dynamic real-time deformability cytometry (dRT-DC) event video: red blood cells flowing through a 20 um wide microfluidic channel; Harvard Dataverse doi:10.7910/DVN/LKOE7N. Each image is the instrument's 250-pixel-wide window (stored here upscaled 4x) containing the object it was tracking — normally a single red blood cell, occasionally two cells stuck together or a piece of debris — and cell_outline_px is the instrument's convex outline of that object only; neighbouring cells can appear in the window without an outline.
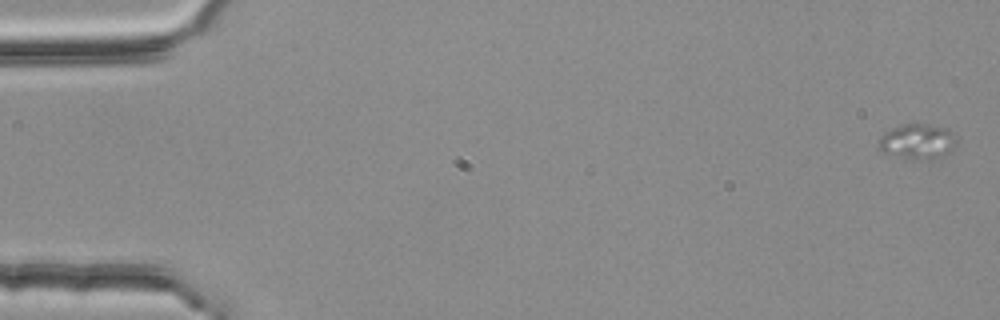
{"species": "common noctule bat (a hibernating species)", "species_latin": "Nyctalus noctula", "temperature_condition": "room temperature", "stored_images_in_passage": 5, "camera_frame_rate_fps": 3000, "um_per_image_px": 0.085, "animal": {"sex": "female", "body_mass_g": 25.1}, "frame": {"image": 1, "passage_image": 1, "time_ms": 0.0, "image_size_px": [1000, 320], "cell_outline_px": [[956, 144], [948, 152], [932, 160], [912, 160], [896, 156], [884, 152], [880, 148], [880, 136], [884, 132], [892, 128], [904, 124], [928, 124], [948, 128], [956, 136]], "centroid_in_image_um": [78.01, 12.03], "position_along_channel_um": 7.0, "area_um2": 16.01}}